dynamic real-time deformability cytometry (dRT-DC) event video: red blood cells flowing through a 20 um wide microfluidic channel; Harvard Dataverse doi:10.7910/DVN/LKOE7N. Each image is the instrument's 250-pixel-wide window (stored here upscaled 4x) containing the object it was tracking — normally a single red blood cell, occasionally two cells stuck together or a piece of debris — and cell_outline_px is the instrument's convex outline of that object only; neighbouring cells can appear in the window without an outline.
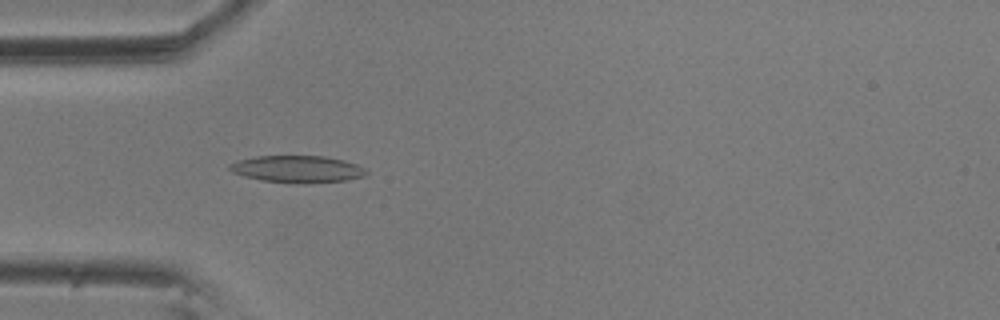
{"species": "common noctule bat (a hibernating species)", "species_latin": "Nyctalus noctula", "temperature_condition": "room temperature", "stored_images_in_passage": 42, "camera_frame_rate_fps": 3000, "um_per_image_px": 0.085, "animal": {"sex": "male", "body_mass_g": 20.5, "forearm_length_mm": 52.5}, "frame": {"image": 1, "passage_image": 5, "time_ms": 1.333, "image_size_px": [1000, 320], "cell_outline_px": [[368, 172], [364, 176], [348, 180], [308, 184], [288, 184], [264, 180], [244, 176], [232, 172], [228, 168], [228, 164], [240, 160], [256, 156], [324, 156], [344, 160], [356, 164], [364, 168]], "centroid_in_image_um": [25.29, 14.39], "position_along_channel_um": 59.7, "area_um2": 21.73}}
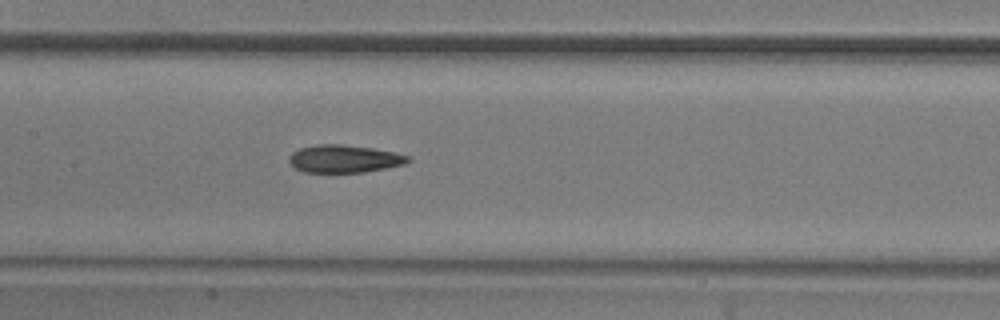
{"frame": {"image": 2, "passage_image": 15, "time_ms": 4.667, "image_size_px": [1000, 320], "cell_outline_px": [[412, 160], [404, 164], [364, 172], [304, 172], [296, 168], [288, 160], [288, 156], [292, 152], [300, 148], [316, 144], [340, 144], [372, 148], [392, 152], [408, 156]], "centroid_in_image_um": [29.22, 13.49], "position_along_channel_um": 178.2, "area_um2": 19.02}}
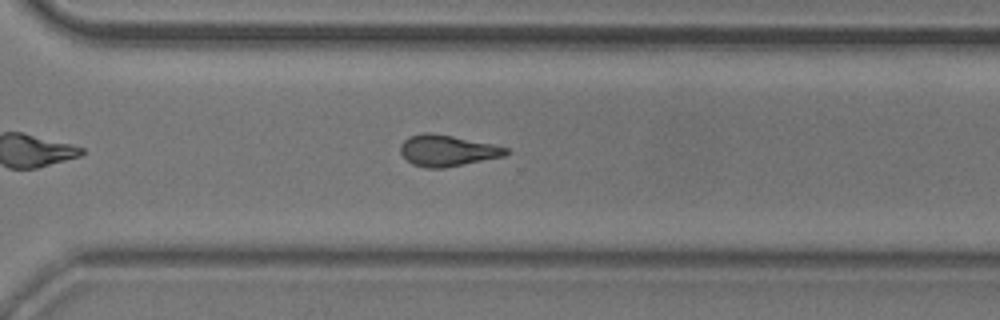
{"frame": {"image": 3, "passage_image": 28, "time_ms": 9.0, "image_size_px": [1000, 320], "cell_outline_px": [[512, 152], [504, 156], [444, 168], [428, 168], [412, 164], [400, 152], [400, 144], [404, 140], [412, 136], [424, 132], [432, 132], [492, 144], [508, 148]], "centroid_in_image_um": [38.03, 12.8], "position_along_channel_um": 332.6, "area_um2": 19.07}, "authors_computed_cell_mechanics": {"area_um2": 19.2763, "velocity_mm_per_s": 3.5752, "shape_relaxation_time_tau1_ms": null, "shape_relaxation_time_tau2_ms": 4.1788, "deformation_change_tau1": null, "deformation_change_tau2": 0.142}}